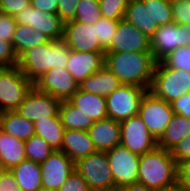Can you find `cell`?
Masks as SVG:
<instances>
[{"instance_id":"cell-12","label":"cell","mask_w":190,"mask_h":191,"mask_svg":"<svg viewBox=\"0 0 190 191\" xmlns=\"http://www.w3.org/2000/svg\"><path fill=\"white\" fill-rule=\"evenodd\" d=\"M15 21L37 29L50 40L63 39L65 22L57 14L41 12L29 5L15 16Z\"/></svg>"},{"instance_id":"cell-14","label":"cell","mask_w":190,"mask_h":191,"mask_svg":"<svg viewBox=\"0 0 190 191\" xmlns=\"http://www.w3.org/2000/svg\"><path fill=\"white\" fill-rule=\"evenodd\" d=\"M63 40L74 51L105 52L97 39L96 26L70 20L64 24Z\"/></svg>"},{"instance_id":"cell-20","label":"cell","mask_w":190,"mask_h":191,"mask_svg":"<svg viewBox=\"0 0 190 191\" xmlns=\"http://www.w3.org/2000/svg\"><path fill=\"white\" fill-rule=\"evenodd\" d=\"M63 151L74 163L97 152L88 131L65 129Z\"/></svg>"},{"instance_id":"cell-47","label":"cell","mask_w":190,"mask_h":191,"mask_svg":"<svg viewBox=\"0 0 190 191\" xmlns=\"http://www.w3.org/2000/svg\"><path fill=\"white\" fill-rule=\"evenodd\" d=\"M59 0H30V5L41 12L57 14Z\"/></svg>"},{"instance_id":"cell-3","label":"cell","mask_w":190,"mask_h":191,"mask_svg":"<svg viewBox=\"0 0 190 191\" xmlns=\"http://www.w3.org/2000/svg\"><path fill=\"white\" fill-rule=\"evenodd\" d=\"M70 48L63 39L26 50L19 58L17 66L35 84L51 69L67 66Z\"/></svg>"},{"instance_id":"cell-7","label":"cell","mask_w":190,"mask_h":191,"mask_svg":"<svg viewBox=\"0 0 190 191\" xmlns=\"http://www.w3.org/2000/svg\"><path fill=\"white\" fill-rule=\"evenodd\" d=\"M147 91L143 87L121 84L105 97L108 118L121 122L137 115L142 98Z\"/></svg>"},{"instance_id":"cell-9","label":"cell","mask_w":190,"mask_h":191,"mask_svg":"<svg viewBox=\"0 0 190 191\" xmlns=\"http://www.w3.org/2000/svg\"><path fill=\"white\" fill-rule=\"evenodd\" d=\"M120 123V145L139 156L154 150L157 139L137 114Z\"/></svg>"},{"instance_id":"cell-25","label":"cell","mask_w":190,"mask_h":191,"mask_svg":"<svg viewBox=\"0 0 190 191\" xmlns=\"http://www.w3.org/2000/svg\"><path fill=\"white\" fill-rule=\"evenodd\" d=\"M25 159L24 141L3 132L0 136V167L10 170Z\"/></svg>"},{"instance_id":"cell-45","label":"cell","mask_w":190,"mask_h":191,"mask_svg":"<svg viewBox=\"0 0 190 191\" xmlns=\"http://www.w3.org/2000/svg\"><path fill=\"white\" fill-rule=\"evenodd\" d=\"M178 184L179 187L190 191V159L178 165Z\"/></svg>"},{"instance_id":"cell-23","label":"cell","mask_w":190,"mask_h":191,"mask_svg":"<svg viewBox=\"0 0 190 191\" xmlns=\"http://www.w3.org/2000/svg\"><path fill=\"white\" fill-rule=\"evenodd\" d=\"M67 101L73 106L80 108V111L90 116L94 121L108 117L106 99L104 96L78 89Z\"/></svg>"},{"instance_id":"cell-35","label":"cell","mask_w":190,"mask_h":191,"mask_svg":"<svg viewBox=\"0 0 190 191\" xmlns=\"http://www.w3.org/2000/svg\"><path fill=\"white\" fill-rule=\"evenodd\" d=\"M94 26H96L97 39H99L101 47L106 51L111 46L112 39L118 27V21L102 17Z\"/></svg>"},{"instance_id":"cell-17","label":"cell","mask_w":190,"mask_h":191,"mask_svg":"<svg viewBox=\"0 0 190 191\" xmlns=\"http://www.w3.org/2000/svg\"><path fill=\"white\" fill-rule=\"evenodd\" d=\"M34 86L61 101L68 100L79 89V85L66 68L51 69Z\"/></svg>"},{"instance_id":"cell-49","label":"cell","mask_w":190,"mask_h":191,"mask_svg":"<svg viewBox=\"0 0 190 191\" xmlns=\"http://www.w3.org/2000/svg\"><path fill=\"white\" fill-rule=\"evenodd\" d=\"M184 30H187V36H188V46L190 47V24L189 25H181Z\"/></svg>"},{"instance_id":"cell-4","label":"cell","mask_w":190,"mask_h":191,"mask_svg":"<svg viewBox=\"0 0 190 191\" xmlns=\"http://www.w3.org/2000/svg\"><path fill=\"white\" fill-rule=\"evenodd\" d=\"M154 96L168 103L190 92V72L156 62L149 90Z\"/></svg>"},{"instance_id":"cell-19","label":"cell","mask_w":190,"mask_h":191,"mask_svg":"<svg viewBox=\"0 0 190 191\" xmlns=\"http://www.w3.org/2000/svg\"><path fill=\"white\" fill-rule=\"evenodd\" d=\"M88 133L96 151L108 152L120 145V123L111 118L94 121Z\"/></svg>"},{"instance_id":"cell-46","label":"cell","mask_w":190,"mask_h":191,"mask_svg":"<svg viewBox=\"0 0 190 191\" xmlns=\"http://www.w3.org/2000/svg\"><path fill=\"white\" fill-rule=\"evenodd\" d=\"M0 191H22L10 170H2L0 173Z\"/></svg>"},{"instance_id":"cell-41","label":"cell","mask_w":190,"mask_h":191,"mask_svg":"<svg viewBox=\"0 0 190 191\" xmlns=\"http://www.w3.org/2000/svg\"><path fill=\"white\" fill-rule=\"evenodd\" d=\"M80 0H59L57 15L64 21L73 20Z\"/></svg>"},{"instance_id":"cell-44","label":"cell","mask_w":190,"mask_h":191,"mask_svg":"<svg viewBox=\"0 0 190 191\" xmlns=\"http://www.w3.org/2000/svg\"><path fill=\"white\" fill-rule=\"evenodd\" d=\"M174 114L190 118V92L171 102Z\"/></svg>"},{"instance_id":"cell-40","label":"cell","mask_w":190,"mask_h":191,"mask_svg":"<svg viewBox=\"0 0 190 191\" xmlns=\"http://www.w3.org/2000/svg\"><path fill=\"white\" fill-rule=\"evenodd\" d=\"M16 24L15 17L0 12V38L12 42Z\"/></svg>"},{"instance_id":"cell-39","label":"cell","mask_w":190,"mask_h":191,"mask_svg":"<svg viewBox=\"0 0 190 191\" xmlns=\"http://www.w3.org/2000/svg\"><path fill=\"white\" fill-rule=\"evenodd\" d=\"M58 191H91L87 182L74 169Z\"/></svg>"},{"instance_id":"cell-37","label":"cell","mask_w":190,"mask_h":191,"mask_svg":"<svg viewBox=\"0 0 190 191\" xmlns=\"http://www.w3.org/2000/svg\"><path fill=\"white\" fill-rule=\"evenodd\" d=\"M173 22L178 25L190 24V0H176L171 3Z\"/></svg>"},{"instance_id":"cell-51","label":"cell","mask_w":190,"mask_h":191,"mask_svg":"<svg viewBox=\"0 0 190 191\" xmlns=\"http://www.w3.org/2000/svg\"><path fill=\"white\" fill-rule=\"evenodd\" d=\"M3 133V126H2V121H1V117H0V136Z\"/></svg>"},{"instance_id":"cell-43","label":"cell","mask_w":190,"mask_h":191,"mask_svg":"<svg viewBox=\"0 0 190 191\" xmlns=\"http://www.w3.org/2000/svg\"><path fill=\"white\" fill-rule=\"evenodd\" d=\"M170 152L177 165L190 159V135L177 143Z\"/></svg>"},{"instance_id":"cell-5","label":"cell","mask_w":190,"mask_h":191,"mask_svg":"<svg viewBox=\"0 0 190 191\" xmlns=\"http://www.w3.org/2000/svg\"><path fill=\"white\" fill-rule=\"evenodd\" d=\"M33 86L18 66L0 68V113L16 111Z\"/></svg>"},{"instance_id":"cell-30","label":"cell","mask_w":190,"mask_h":191,"mask_svg":"<svg viewBox=\"0 0 190 191\" xmlns=\"http://www.w3.org/2000/svg\"><path fill=\"white\" fill-rule=\"evenodd\" d=\"M59 116L64 129L88 131L94 120L80 111V108L73 106L67 100L61 101Z\"/></svg>"},{"instance_id":"cell-31","label":"cell","mask_w":190,"mask_h":191,"mask_svg":"<svg viewBox=\"0 0 190 191\" xmlns=\"http://www.w3.org/2000/svg\"><path fill=\"white\" fill-rule=\"evenodd\" d=\"M26 159L36 163H43L54 151L47 141L37 135H33L24 142Z\"/></svg>"},{"instance_id":"cell-50","label":"cell","mask_w":190,"mask_h":191,"mask_svg":"<svg viewBox=\"0 0 190 191\" xmlns=\"http://www.w3.org/2000/svg\"><path fill=\"white\" fill-rule=\"evenodd\" d=\"M170 191H188L186 189H183L182 187H177L176 189L170 190Z\"/></svg>"},{"instance_id":"cell-15","label":"cell","mask_w":190,"mask_h":191,"mask_svg":"<svg viewBox=\"0 0 190 191\" xmlns=\"http://www.w3.org/2000/svg\"><path fill=\"white\" fill-rule=\"evenodd\" d=\"M42 187L58 191L74 170V162L61 150H54L40 164Z\"/></svg>"},{"instance_id":"cell-18","label":"cell","mask_w":190,"mask_h":191,"mask_svg":"<svg viewBox=\"0 0 190 191\" xmlns=\"http://www.w3.org/2000/svg\"><path fill=\"white\" fill-rule=\"evenodd\" d=\"M104 65L105 52L70 50L66 69L79 85L87 77L100 70Z\"/></svg>"},{"instance_id":"cell-53","label":"cell","mask_w":190,"mask_h":191,"mask_svg":"<svg viewBox=\"0 0 190 191\" xmlns=\"http://www.w3.org/2000/svg\"><path fill=\"white\" fill-rule=\"evenodd\" d=\"M162 1H165V2H168V3H173L176 0H162Z\"/></svg>"},{"instance_id":"cell-26","label":"cell","mask_w":190,"mask_h":191,"mask_svg":"<svg viewBox=\"0 0 190 191\" xmlns=\"http://www.w3.org/2000/svg\"><path fill=\"white\" fill-rule=\"evenodd\" d=\"M50 41L51 40L46 35L37 29L34 30L30 26L16 24L12 45L19 58L26 50L44 45Z\"/></svg>"},{"instance_id":"cell-21","label":"cell","mask_w":190,"mask_h":191,"mask_svg":"<svg viewBox=\"0 0 190 191\" xmlns=\"http://www.w3.org/2000/svg\"><path fill=\"white\" fill-rule=\"evenodd\" d=\"M123 19L137 27L150 39L159 27L157 23L152 22L150 0H130Z\"/></svg>"},{"instance_id":"cell-6","label":"cell","mask_w":190,"mask_h":191,"mask_svg":"<svg viewBox=\"0 0 190 191\" xmlns=\"http://www.w3.org/2000/svg\"><path fill=\"white\" fill-rule=\"evenodd\" d=\"M74 169L87 182L91 191L115 190L106 152L97 151L74 163Z\"/></svg>"},{"instance_id":"cell-11","label":"cell","mask_w":190,"mask_h":191,"mask_svg":"<svg viewBox=\"0 0 190 191\" xmlns=\"http://www.w3.org/2000/svg\"><path fill=\"white\" fill-rule=\"evenodd\" d=\"M60 104V99L41 92L33 86L16 111L26 119L35 122L58 116Z\"/></svg>"},{"instance_id":"cell-16","label":"cell","mask_w":190,"mask_h":191,"mask_svg":"<svg viewBox=\"0 0 190 191\" xmlns=\"http://www.w3.org/2000/svg\"><path fill=\"white\" fill-rule=\"evenodd\" d=\"M187 46V30L174 22L159 26L151 38V52L157 62L161 61L177 47Z\"/></svg>"},{"instance_id":"cell-42","label":"cell","mask_w":190,"mask_h":191,"mask_svg":"<svg viewBox=\"0 0 190 191\" xmlns=\"http://www.w3.org/2000/svg\"><path fill=\"white\" fill-rule=\"evenodd\" d=\"M30 5V0H0V12L15 17Z\"/></svg>"},{"instance_id":"cell-27","label":"cell","mask_w":190,"mask_h":191,"mask_svg":"<svg viewBox=\"0 0 190 191\" xmlns=\"http://www.w3.org/2000/svg\"><path fill=\"white\" fill-rule=\"evenodd\" d=\"M0 117L4 133L24 142L35 135L34 122L21 116L17 111L2 112Z\"/></svg>"},{"instance_id":"cell-52","label":"cell","mask_w":190,"mask_h":191,"mask_svg":"<svg viewBox=\"0 0 190 191\" xmlns=\"http://www.w3.org/2000/svg\"><path fill=\"white\" fill-rule=\"evenodd\" d=\"M37 191H53V190H50V189H48V188L42 187V188L38 189Z\"/></svg>"},{"instance_id":"cell-48","label":"cell","mask_w":190,"mask_h":191,"mask_svg":"<svg viewBox=\"0 0 190 191\" xmlns=\"http://www.w3.org/2000/svg\"><path fill=\"white\" fill-rule=\"evenodd\" d=\"M117 191H153L142 183L135 182L130 185L122 186Z\"/></svg>"},{"instance_id":"cell-1","label":"cell","mask_w":190,"mask_h":191,"mask_svg":"<svg viewBox=\"0 0 190 191\" xmlns=\"http://www.w3.org/2000/svg\"><path fill=\"white\" fill-rule=\"evenodd\" d=\"M156 60L152 52H105V66L121 84L143 87L149 90Z\"/></svg>"},{"instance_id":"cell-33","label":"cell","mask_w":190,"mask_h":191,"mask_svg":"<svg viewBox=\"0 0 190 191\" xmlns=\"http://www.w3.org/2000/svg\"><path fill=\"white\" fill-rule=\"evenodd\" d=\"M161 62L169 68L190 72V47H177L165 56Z\"/></svg>"},{"instance_id":"cell-36","label":"cell","mask_w":190,"mask_h":191,"mask_svg":"<svg viewBox=\"0 0 190 191\" xmlns=\"http://www.w3.org/2000/svg\"><path fill=\"white\" fill-rule=\"evenodd\" d=\"M152 22L158 26L173 23V12L171 3L162 0H150Z\"/></svg>"},{"instance_id":"cell-8","label":"cell","mask_w":190,"mask_h":191,"mask_svg":"<svg viewBox=\"0 0 190 191\" xmlns=\"http://www.w3.org/2000/svg\"><path fill=\"white\" fill-rule=\"evenodd\" d=\"M138 115L150 133L158 140L174 116L171 103L147 91L141 101Z\"/></svg>"},{"instance_id":"cell-2","label":"cell","mask_w":190,"mask_h":191,"mask_svg":"<svg viewBox=\"0 0 190 191\" xmlns=\"http://www.w3.org/2000/svg\"><path fill=\"white\" fill-rule=\"evenodd\" d=\"M137 182L153 191H170L179 187L178 165L171 152L157 146L141 155Z\"/></svg>"},{"instance_id":"cell-24","label":"cell","mask_w":190,"mask_h":191,"mask_svg":"<svg viewBox=\"0 0 190 191\" xmlns=\"http://www.w3.org/2000/svg\"><path fill=\"white\" fill-rule=\"evenodd\" d=\"M10 171L22 191H37L42 188L39 163L25 159L11 168Z\"/></svg>"},{"instance_id":"cell-28","label":"cell","mask_w":190,"mask_h":191,"mask_svg":"<svg viewBox=\"0 0 190 191\" xmlns=\"http://www.w3.org/2000/svg\"><path fill=\"white\" fill-rule=\"evenodd\" d=\"M190 135V118L174 114L162 136L157 140L158 147L171 150L182 139Z\"/></svg>"},{"instance_id":"cell-38","label":"cell","mask_w":190,"mask_h":191,"mask_svg":"<svg viewBox=\"0 0 190 191\" xmlns=\"http://www.w3.org/2000/svg\"><path fill=\"white\" fill-rule=\"evenodd\" d=\"M18 57L14 51L12 42H7L0 38V68H10L17 66Z\"/></svg>"},{"instance_id":"cell-34","label":"cell","mask_w":190,"mask_h":191,"mask_svg":"<svg viewBox=\"0 0 190 191\" xmlns=\"http://www.w3.org/2000/svg\"><path fill=\"white\" fill-rule=\"evenodd\" d=\"M129 1L130 0H99L101 16L115 21L122 20Z\"/></svg>"},{"instance_id":"cell-10","label":"cell","mask_w":190,"mask_h":191,"mask_svg":"<svg viewBox=\"0 0 190 191\" xmlns=\"http://www.w3.org/2000/svg\"><path fill=\"white\" fill-rule=\"evenodd\" d=\"M106 153L116 189L137 182L139 155L122 145L115 146Z\"/></svg>"},{"instance_id":"cell-32","label":"cell","mask_w":190,"mask_h":191,"mask_svg":"<svg viewBox=\"0 0 190 191\" xmlns=\"http://www.w3.org/2000/svg\"><path fill=\"white\" fill-rule=\"evenodd\" d=\"M101 18L99 0H80L73 20L85 24H95Z\"/></svg>"},{"instance_id":"cell-29","label":"cell","mask_w":190,"mask_h":191,"mask_svg":"<svg viewBox=\"0 0 190 191\" xmlns=\"http://www.w3.org/2000/svg\"><path fill=\"white\" fill-rule=\"evenodd\" d=\"M34 132L44 138L54 150H61L65 129L59 115L35 121Z\"/></svg>"},{"instance_id":"cell-22","label":"cell","mask_w":190,"mask_h":191,"mask_svg":"<svg viewBox=\"0 0 190 191\" xmlns=\"http://www.w3.org/2000/svg\"><path fill=\"white\" fill-rule=\"evenodd\" d=\"M121 85L120 80L105 65L79 84V90L107 97Z\"/></svg>"},{"instance_id":"cell-13","label":"cell","mask_w":190,"mask_h":191,"mask_svg":"<svg viewBox=\"0 0 190 191\" xmlns=\"http://www.w3.org/2000/svg\"><path fill=\"white\" fill-rule=\"evenodd\" d=\"M114 35L111 46L105 52H151V39L124 19L118 21Z\"/></svg>"}]
</instances>
